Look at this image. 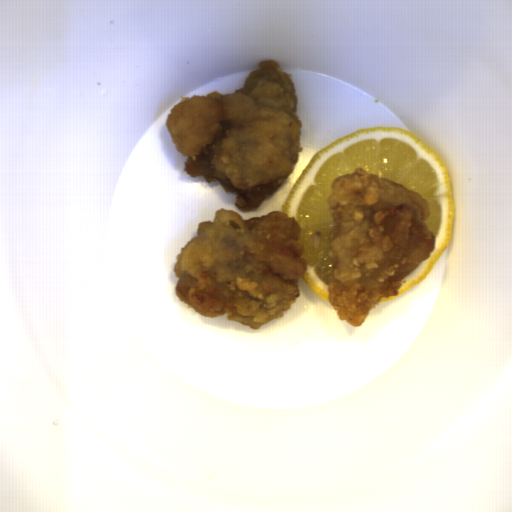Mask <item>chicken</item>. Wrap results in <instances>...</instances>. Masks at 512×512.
<instances>
[{
	"label": "chicken",
	"mask_w": 512,
	"mask_h": 512,
	"mask_svg": "<svg viewBox=\"0 0 512 512\" xmlns=\"http://www.w3.org/2000/svg\"><path fill=\"white\" fill-rule=\"evenodd\" d=\"M292 75L273 59L259 61L234 93L181 96L168 113L184 171L236 193L235 207L248 212L275 193L299 160L301 129Z\"/></svg>",
	"instance_id": "1"
},
{
	"label": "chicken",
	"mask_w": 512,
	"mask_h": 512,
	"mask_svg": "<svg viewBox=\"0 0 512 512\" xmlns=\"http://www.w3.org/2000/svg\"><path fill=\"white\" fill-rule=\"evenodd\" d=\"M176 255L174 292L202 316L249 325L258 330L300 298L298 279L307 264L301 226L294 216L270 211L245 220L235 210L220 209L201 221Z\"/></svg>",
	"instance_id": "2"
},
{
	"label": "chicken",
	"mask_w": 512,
	"mask_h": 512,
	"mask_svg": "<svg viewBox=\"0 0 512 512\" xmlns=\"http://www.w3.org/2000/svg\"><path fill=\"white\" fill-rule=\"evenodd\" d=\"M334 258L327 300L340 320L360 327L376 305L431 257L430 204L423 196L363 167L331 183Z\"/></svg>",
	"instance_id": "3"
}]
</instances>
